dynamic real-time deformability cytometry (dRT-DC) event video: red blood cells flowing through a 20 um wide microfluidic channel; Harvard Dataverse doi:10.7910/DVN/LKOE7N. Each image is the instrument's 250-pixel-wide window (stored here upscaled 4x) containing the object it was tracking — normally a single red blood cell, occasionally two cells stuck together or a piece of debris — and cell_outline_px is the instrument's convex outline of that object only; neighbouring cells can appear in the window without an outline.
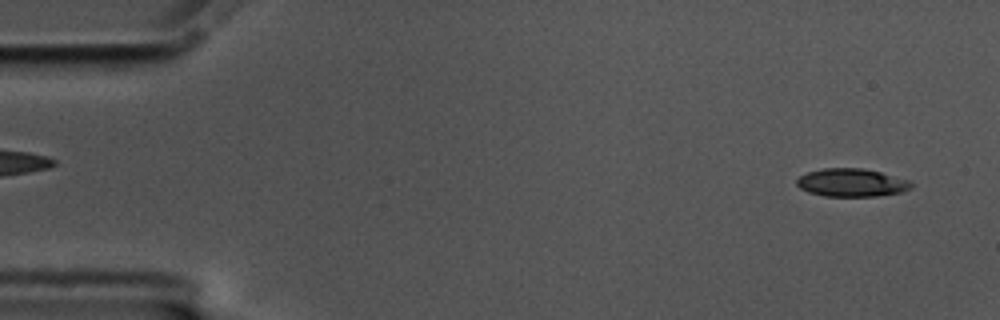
{"species": "common noctule bat (a hibernating species)", "species_latin": "Nyctalus noctula", "temperature_condition": "cold", "stored_images_in_passage": 57, "camera_frame_rate_fps": 3000, "um_per_image_px": 0.085, "animal": {"sex": "male", "body_mass_g": 17.5, "forearm_length_mm": 52.3}, "frame": {"image": 1, "passage_image": 3, "time_ms": 0.667, "image_size_px": [1000, 320], "cell_outline_px": [[912, 188], [900, 192], [876, 196], [824, 196], [808, 192], [800, 188], [796, 184], [796, 180], [800, 176], [808, 172], [824, 168], [864, 168], [880, 172], [908, 180], [912, 184]], "centroid_in_image_um": [72.36, 15.52], "position_along_channel_um": 12.6, "area_um2": 18.61}}
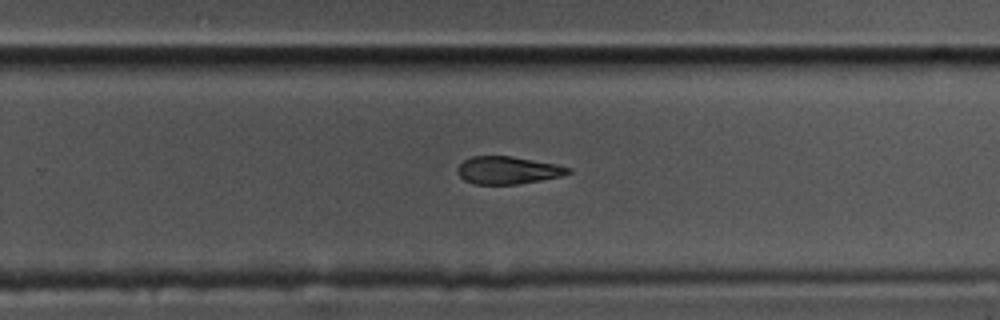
{"frame": {"image": 2, "passage_image": 36, "time_ms": 11.667, "image_size_px": [1000, 320], "cell_outline_px": [[572, 172], [560, 176], [540, 180], [516, 184], [472, 184], [464, 180], [456, 172], [456, 168], [464, 160], [472, 156], [512, 156], [556, 164], [572, 168]], "centroid_in_image_um": [43.14, 14.47], "position_along_channel_um": 286.7, "area_um2": 17.8}}
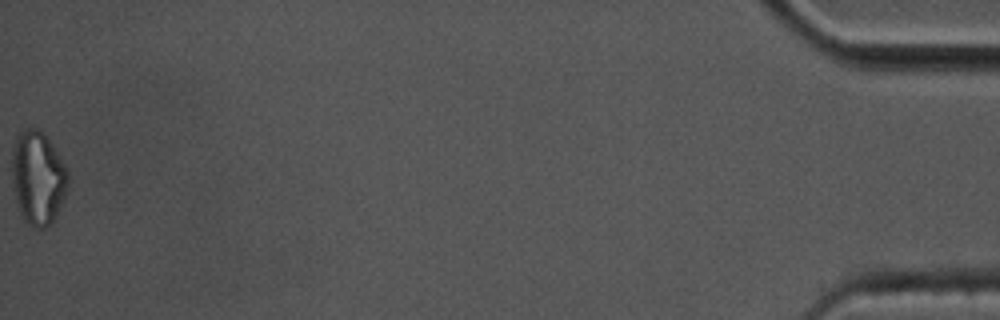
{"frame": {"image": 3, "passage_image": 57, "time_ms": 18.667, "image_size_px": [1000, 320], "cell_outline_px": [[68, 188], [56, 216], [44, 228], [32, 228], [24, 224], [16, 200], [12, 184], [12, 148], [16, 136], [24, 128], [36, 128], [52, 144], [64, 164], [68, 172]], "centroid_in_image_um": [3.2, 15.15], "position_along_channel_um": 432.0, "area_um2": 30.63}, "authors_computed_cell_mechanics": {"area_um2": 19.652, "velocity_mm_per_s": 3.5172, "shape_relaxation_time_tau1_ms": 11.2822, "shape_relaxation_time_tau2_ms": null, "deformation_change_tau1": 0.1944, "deformation_change_tau2": null}}